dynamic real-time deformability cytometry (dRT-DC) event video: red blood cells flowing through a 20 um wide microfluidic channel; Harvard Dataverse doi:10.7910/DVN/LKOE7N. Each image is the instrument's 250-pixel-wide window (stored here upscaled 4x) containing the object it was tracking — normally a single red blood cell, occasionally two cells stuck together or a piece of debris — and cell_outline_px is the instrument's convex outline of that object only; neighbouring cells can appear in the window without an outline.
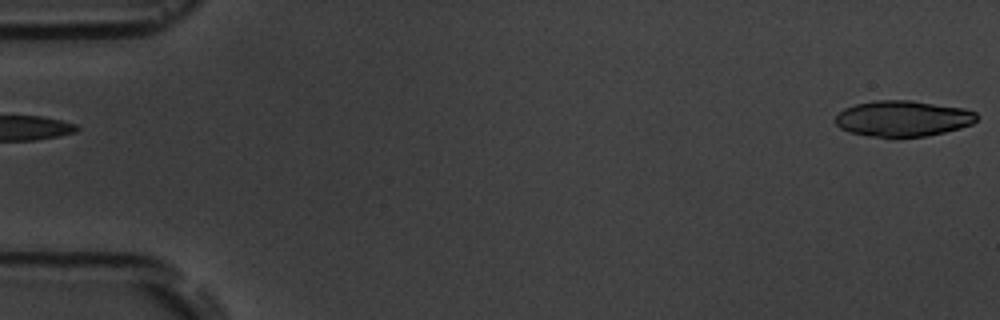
{"species": "common noctule bat (a hibernating species)", "species_latin": "Nyctalus noctula", "temperature_condition": "room temperature", "stored_images_in_passage": 3, "segment_of_instrument_passage": [2, 2], "camera_frame_rate_fps": 3000, "um_per_image_px": 0.085, "animal": {"sex": "male", "body_mass_g": 19.5, "forearm_length_mm": 54.6}, "frame": {"image": 1, "passage_image": 3, "time_ms": 2.333, "image_size_px": [1000, 320], "cell_outline_px": [[980, 116], [972, 124], [960, 128], [928, 136], [868, 136], [848, 132], [840, 128], [836, 124], [836, 116], [844, 108], [856, 104], [876, 100], [912, 100], [964, 108], [976, 112]], "centroid_in_image_um": [76.77, 10.06], "position_along_channel_um": 8.2, "area_um2": 29.54}}